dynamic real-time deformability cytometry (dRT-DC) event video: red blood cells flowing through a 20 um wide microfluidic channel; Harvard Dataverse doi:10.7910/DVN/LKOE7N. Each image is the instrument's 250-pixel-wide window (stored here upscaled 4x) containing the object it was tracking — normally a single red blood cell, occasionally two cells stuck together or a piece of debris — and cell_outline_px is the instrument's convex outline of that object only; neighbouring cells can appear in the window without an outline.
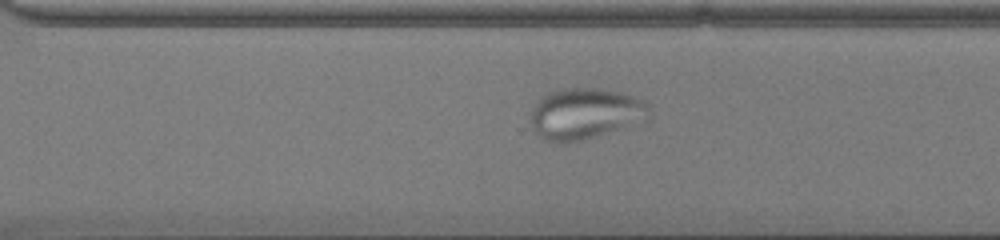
{"species": "common noctule bat (a hibernating species)", "species_latin": "Nyctalus noctula", "temperature_condition": "cold", "stored_images_in_passage": 51, "camera_frame_rate_fps": 3000, "um_per_image_px": 0.085, "animal": {"sex": "male", "body_mass_g": 13.0, "forearm_length_mm": 53.1}, "frame": {"image": 1, "passage_image": 35, "time_ms": 11.333, "image_size_px": [1000, 240], "cell_outline_px": [[652, 116], [648, 120], [580, 140], [564, 144], [556, 144], [544, 140], [540, 136], [532, 124], [528, 112], [540, 96], [564, 88], [600, 88], [620, 92], [632, 96], [648, 104], [652, 112]], "centroid_in_image_um": [49.72, 9.66], "position_along_channel_um": 320.9, "area_um2": 35.55}}